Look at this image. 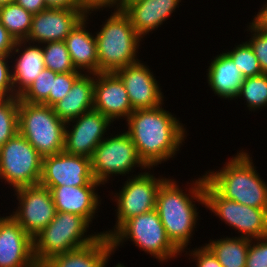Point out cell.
<instances>
[{
  "label": "cell",
  "mask_w": 267,
  "mask_h": 267,
  "mask_svg": "<svg viewBox=\"0 0 267 267\" xmlns=\"http://www.w3.org/2000/svg\"><path fill=\"white\" fill-rule=\"evenodd\" d=\"M226 54L233 60L245 78L263 73L259 61L247 41Z\"/></svg>",
  "instance_id": "1f68e13d"
},
{
  "label": "cell",
  "mask_w": 267,
  "mask_h": 267,
  "mask_svg": "<svg viewBox=\"0 0 267 267\" xmlns=\"http://www.w3.org/2000/svg\"><path fill=\"white\" fill-rule=\"evenodd\" d=\"M33 239L11 217L0 218V267H34Z\"/></svg>",
  "instance_id": "2e32d148"
},
{
  "label": "cell",
  "mask_w": 267,
  "mask_h": 267,
  "mask_svg": "<svg viewBox=\"0 0 267 267\" xmlns=\"http://www.w3.org/2000/svg\"><path fill=\"white\" fill-rule=\"evenodd\" d=\"M102 234L110 238L114 249L124 238H132L137 246L160 261L175 257L180 252L168 239L156 210L131 217L114 232Z\"/></svg>",
  "instance_id": "ba28073f"
},
{
  "label": "cell",
  "mask_w": 267,
  "mask_h": 267,
  "mask_svg": "<svg viewBox=\"0 0 267 267\" xmlns=\"http://www.w3.org/2000/svg\"><path fill=\"white\" fill-rule=\"evenodd\" d=\"M181 0H142L129 4L123 11L130 18L137 34H147L163 23Z\"/></svg>",
  "instance_id": "ffe728a7"
},
{
  "label": "cell",
  "mask_w": 267,
  "mask_h": 267,
  "mask_svg": "<svg viewBox=\"0 0 267 267\" xmlns=\"http://www.w3.org/2000/svg\"><path fill=\"white\" fill-rule=\"evenodd\" d=\"M34 267H46L44 264H36Z\"/></svg>",
  "instance_id": "f6af8a7d"
},
{
  "label": "cell",
  "mask_w": 267,
  "mask_h": 267,
  "mask_svg": "<svg viewBox=\"0 0 267 267\" xmlns=\"http://www.w3.org/2000/svg\"><path fill=\"white\" fill-rule=\"evenodd\" d=\"M251 240L247 252L246 267H267V236L257 238V244L251 246ZM265 241V242H264Z\"/></svg>",
  "instance_id": "e575fe53"
},
{
  "label": "cell",
  "mask_w": 267,
  "mask_h": 267,
  "mask_svg": "<svg viewBox=\"0 0 267 267\" xmlns=\"http://www.w3.org/2000/svg\"><path fill=\"white\" fill-rule=\"evenodd\" d=\"M113 250L110 238L102 234L91 244L52 257L44 265L46 267H105Z\"/></svg>",
  "instance_id": "44dd1931"
},
{
  "label": "cell",
  "mask_w": 267,
  "mask_h": 267,
  "mask_svg": "<svg viewBox=\"0 0 267 267\" xmlns=\"http://www.w3.org/2000/svg\"><path fill=\"white\" fill-rule=\"evenodd\" d=\"M164 180H157L153 175L143 173L125 183L117 195L116 230L131 217L155 210L157 192Z\"/></svg>",
  "instance_id": "4fadbf2b"
},
{
  "label": "cell",
  "mask_w": 267,
  "mask_h": 267,
  "mask_svg": "<svg viewBox=\"0 0 267 267\" xmlns=\"http://www.w3.org/2000/svg\"><path fill=\"white\" fill-rule=\"evenodd\" d=\"M45 5L47 8L79 10L78 0H45Z\"/></svg>",
  "instance_id": "60d3db41"
},
{
  "label": "cell",
  "mask_w": 267,
  "mask_h": 267,
  "mask_svg": "<svg viewBox=\"0 0 267 267\" xmlns=\"http://www.w3.org/2000/svg\"><path fill=\"white\" fill-rule=\"evenodd\" d=\"M95 38L99 73L115 72L139 61L135 53L141 37L123 10H116Z\"/></svg>",
  "instance_id": "277c9868"
},
{
  "label": "cell",
  "mask_w": 267,
  "mask_h": 267,
  "mask_svg": "<svg viewBox=\"0 0 267 267\" xmlns=\"http://www.w3.org/2000/svg\"><path fill=\"white\" fill-rule=\"evenodd\" d=\"M253 23L259 28L267 31V4L263 6L262 10L254 18Z\"/></svg>",
  "instance_id": "b9f144b4"
},
{
  "label": "cell",
  "mask_w": 267,
  "mask_h": 267,
  "mask_svg": "<svg viewBox=\"0 0 267 267\" xmlns=\"http://www.w3.org/2000/svg\"><path fill=\"white\" fill-rule=\"evenodd\" d=\"M124 83L132 110L156 108L162 105V93L150 70L140 61L115 71Z\"/></svg>",
  "instance_id": "9a60e30c"
},
{
  "label": "cell",
  "mask_w": 267,
  "mask_h": 267,
  "mask_svg": "<svg viewBox=\"0 0 267 267\" xmlns=\"http://www.w3.org/2000/svg\"><path fill=\"white\" fill-rule=\"evenodd\" d=\"M83 17L65 38L67 50L76 70L88 69L93 76L99 73L96 38L86 31Z\"/></svg>",
  "instance_id": "603a6c76"
},
{
  "label": "cell",
  "mask_w": 267,
  "mask_h": 267,
  "mask_svg": "<svg viewBox=\"0 0 267 267\" xmlns=\"http://www.w3.org/2000/svg\"><path fill=\"white\" fill-rule=\"evenodd\" d=\"M249 244L250 239L242 235L241 238L212 241L205 246L215 255L223 267H246Z\"/></svg>",
  "instance_id": "484cf974"
},
{
  "label": "cell",
  "mask_w": 267,
  "mask_h": 267,
  "mask_svg": "<svg viewBox=\"0 0 267 267\" xmlns=\"http://www.w3.org/2000/svg\"><path fill=\"white\" fill-rule=\"evenodd\" d=\"M16 61L12 79L13 88L19 84L18 90L16 89L19 96L45 69L43 49L37 46H29Z\"/></svg>",
  "instance_id": "d4e9b609"
},
{
  "label": "cell",
  "mask_w": 267,
  "mask_h": 267,
  "mask_svg": "<svg viewBox=\"0 0 267 267\" xmlns=\"http://www.w3.org/2000/svg\"><path fill=\"white\" fill-rule=\"evenodd\" d=\"M15 2L32 14H36L47 9L45 0H15Z\"/></svg>",
  "instance_id": "ab89813d"
},
{
  "label": "cell",
  "mask_w": 267,
  "mask_h": 267,
  "mask_svg": "<svg viewBox=\"0 0 267 267\" xmlns=\"http://www.w3.org/2000/svg\"><path fill=\"white\" fill-rule=\"evenodd\" d=\"M43 157L19 132L0 147V178L14 189L40 183Z\"/></svg>",
  "instance_id": "9c48e42d"
},
{
  "label": "cell",
  "mask_w": 267,
  "mask_h": 267,
  "mask_svg": "<svg viewBox=\"0 0 267 267\" xmlns=\"http://www.w3.org/2000/svg\"><path fill=\"white\" fill-rule=\"evenodd\" d=\"M43 49L45 68L56 73L81 72L73 65L64 41L47 42Z\"/></svg>",
  "instance_id": "83f0119b"
},
{
  "label": "cell",
  "mask_w": 267,
  "mask_h": 267,
  "mask_svg": "<svg viewBox=\"0 0 267 267\" xmlns=\"http://www.w3.org/2000/svg\"><path fill=\"white\" fill-rule=\"evenodd\" d=\"M250 29L254 31L252 40L248 42L256 55L263 73H267V31L259 28L253 22Z\"/></svg>",
  "instance_id": "836d02e7"
},
{
  "label": "cell",
  "mask_w": 267,
  "mask_h": 267,
  "mask_svg": "<svg viewBox=\"0 0 267 267\" xmlns=\"http://www.w3.org/2000/svg\"><path fill=\"white\" fill-rule=\"evenodd\" d=\"M135 165L147 168L127 132L103 139L91 157L92 175L100 184L107 181L109 174H125Z\"/></svg>",
  "instance_id": "30bf717a"
},
{
  "label": "cell",
  "mask_w": 267,
  "mask_h": 267,
  "mask_svg": "<svg viewBox=\"0 0 267 267\" xmlns=\"http://www.w3.org/2000/svg\"><path fill=\"white\" fill-rule=\"evenodd\" d=\"M19 96L0 98V147L18 133Z\"/></svg>",
  "instance_id": "f1b7e54d"
},
{
  "label": "cell",
  "mask_w": 267,
  "mask_h": 267,
  "mask_svg": "<svg viewBox=\"0 0 267 267\" xmlns=\"http://www.w3.org/2000/svg\"><path fill=\"white\" fill-rule=\"evenodd\" d=\"M80 75L81 73L79 72L58 73L55 79H53L49 98L43 104L52 107L55 103L62 100L71 90L74 81Z\"/></svg>",
  "instance_id": "d6a6232c"
},
{
  "label": "cell",
  "mask_w": 267,
  "mask_h": 267,
  "mask_svg": "<svg viewBox=\"0 0 267 267\" xmlns=\"http://www.w3.org/2000/svg\"><path fill=\"white\" fill-rule=\"evenodd\" d=\"M20 207L11 217L33 239L55 217L56 208L51 191L40 184L15 189Z\"/></svg>",
  "instance_id": "7c38bea8"
},
{
  "label": "cell",
  "mask_w": 267,
  "mask_h": 267,
  "mask_svg": "<svg viewBox=\"0 0 267 267\" xmlns=\"http://www.w3.org/2000/svg\"><path fill=\"white\" fill-rule=\"evenodd\" d=\"M89 221L79 215L56 212L54 219L33 238V255L37 264L96 241L102 233L85 237ZM82 238V239H81Z\"/></svg>",
  "instance_id": "5b68a950"
},
{
  "label": "cell",
  "mask_w": 267,
  "mask_h": 267,
  "mask_svg": "<svg viewBox=\"0 0 267 267\" xmlns=\"http://www.w3.org/2000/svg\"><path fill=\"white\" fill-rule=\"evenodd\" d=\"M66 126L52 107L19 99L18 132L42 157L64 151Z\"/></svg>",
  "instance_id": "8992f818"
},
{
  "label": "cell",
  "mask_w": 267,
  "mask_h": 267,
  "mask_svg": "<svg viewBox=\"0 0 267 267\" xmlns=\"http://www.w3.org/2000/svg\"><path fill=\"white\" fill-rule=\"evenodd\" d=\"M192 202L194 201L170 179L162 182L156 196L155 210L168 239L180 252L189 243L198 216L195 204Z\"/></svg>",
  "instance_id": "52a82bcc"
},
{
  "label": "cell",
  "mask_w": 267,
  "mask_h": 267,
  "mask_svg": "<svg viewBox=\"0 0 267 267\" xmlns=\"http://www.w3.org/2000/svg\"><path fill=\"white\" fill-rule=\"evenodd\" d=\"M40 185L58 186H99L92 175L91 159L62 151L43 157Z\"/></svg>",
  "instance_id": "8fae6325"
},
{
  "label": "cell",
  "mask_w": 267,
  "mask_h": 267,
  "mask_svg": "<svg viewBox=\"0 0 267 267\" xmlns=\"http://www.w3.org/2000/svg\"><path fill=\"white\" fill-rule=\"evenodd\" d=\"M208 71V83L214 93L224 98L238 97L245 77L226 53L214 58Z\"/></svg>",
  "instance_id": "cb8c5ba5"
},
{
  "label": "cell",
  "mask_w": 267,
  "mask_h": 267,
  "mask_svg": "<svg viewBox=\"0 0 267 267\" xmlns=\"http://www.w3.org/2000/svg\"><path fill=\"white\" fill-rule=\"evenodd\" d=\"M57 74L58 73L45 68L19 95V99L32 104H43L49 98L53 79H55Z\"/></svg>",
  "instance_id": "f546056e"
},
{
  "label": "cell",
  "mask_w": 267,
  "mask_h": 267,
  "mask_svg": "<svg viewBox=\"0 0 267 267\" xmlns=\"http://www.w3.org/2000/svg\"><path fill=\"white\" fill-rule=\"evenodd\" d=\"M9 56L11 55L0 54V98H9L18 96L15 90L16 87L13 88L12 73H10L9 67L6 62V58H8Z\"/></svg>",
  "instance_id": "d590c367"
},
{
  "label": "cell",
  "mask_w": 267,
  "mask_h": 267,
  "mask_svg": "<svg viewBox=\"0 0 267 267\" xmlns=\"http://www.w3.org/2000/svg\"><path fill=\"white\" fill-rule=\"evenodd\" d=\"M33 14L16 2L0 7V22L16 40H26Z\"/></svg>",
  "instance_id": "4316f807"
},
{
  "label": "cell",
  "mask_w": 267,
  "mask_h": 267,
  "mask_svg": "<svg viewBox=\"0 0 267 267\" xmlns=\"http://www.w3.org/2000/svg\"><path fill=\"white\" fill-rule=\"evenodd\" d=\"M93 109L111 121L127 117L133 112L124 83L115 72L95 74ZM97 80V81H96Z\"/></svg>",
  "instance_id": "ac0fdd59"
},
{
  "label": "cell",
  "mask_w": 267,
  "mask_h": 267,
  "mask_svg": "<svg viewBox=\"0 0 267 267\" xmlns=\"http://www.w3.org/2000/svg\"><path fill=\"white\" fill-rule=\"evenodd\" d=\"M247 154L240 152L220 172L206 174V180L227 199L254 208H267V184L260 179Z\"/></svg>",
  "instance_id": "7a4b0ae2"
},
{
  "label": "cell",
  "mask_w": 267,
  "mask_h": 267,
  "mask_svg": "<svg viewBox=\"0 0 267 267\" xmlns=\"http://www.w3.org/2000/svg\"><path fill=\"white\" fill-rule=\"evenodd\" d=\"M244 96L249 108H260L267 104V73L244 79L239 96Z\"/></svg>",
  "instance_id": "4dcf8cb0"
},
{
  "label": "cell",
  "mask_w": 267,
  "mask_h": 267,
  "mask_svg": "<svg viewBox=\"0 0 267 267\" xmlns=\"http://www.w3.org/2000/svg\"><path fill=\"white\" fill-rule=\"evenodd\" d=\"M194 185L190 191L193 194L191 197L205 204L226 224L246 235V238L267 236V208H254L223 197L205 176L196 180Z\"/></svg>",
  "instance_id": "3957f363"
},
{
  "label": "cell",
  "mask_w": 267,
  "mask_h": 267,
  "mask_svg": "<svg viewBox=\"0 0 267 267\" xmlns=\"http://www.w3.org/2000/svg\"><path fill=\"white\" fill-rule=\"evenodd\" d=\"M126 119L127 133L148 168L174 156L184 140L185 128L160 106L133 111Z\"/></svg>",
  "instance_id": "6da1fadb"
},
{
  "label": "cell",
  "mask_w": 267,
  "mask_h": 267,
  "mask_svg": "<svg viewBox=\"0 0 267 267\" xmlns=\"http://www.w3.org/2000/svg\"><path fill=\"white\" fill-rule=\"evenodd\" d=\"M79 10L86 16L89 11L93 9H100V7H110L112 4H117V10L119 9L120 0H78ZM111 4V5H110Z\"/></svg>",
  "instance_id": "f35d334b"
},
{
  "label": "cell",
  "mask_w": 267,
  "mask_h": 267,
  "mask_svg": "<svg viewBox=\"0 0 267 267\" xmlns=\"http://www.w3.org/2000/svg\"><path fill=\"white\" fill-rule=\"evenodd\" d=\"M26 43L25 40H16L0 22V54L10 55L13 50L19 53L18 47Z\"/></svg>",
  "instance_id": "8d00e7d4"
},
{
  "label": "cell",
  "mask_w": 267,
  "mask_h": 267,
  "mask_svg": "<svg viewBox=\"0 0 267 267\" xmlns=\"http://www.w3.org/2000/svg\"><path fill=\"white\" fill-rule=\"evenodd\" d=\"M97 186H58L50 189L56 212L72 213L92 221L98 206Z\"/></svg>",
  "instance_id": "d6986e66"
},
{
  "label": "cell",
  "mask_w": 267,
  "mask_h": 267,
  "mask_svg": "<svg viewBox=\"0 0 267 267\" xmlns=\"http://www.w3.org/2000/svg\"><path fill=\"white\" fill-rule=\"evenodd\" d=\"M193 255L195 258L197 257V267H223L206 246L194 250Z\"/></svg>",
  "instance_id": "74e56055"
},
{
  "label": "cell",
  "mask_w": 267,
  "mask_h": 267,
  "mask_svg": "<svg viewBox=\"0 0 267 267\" xmlns=\"http://www.w3.org/2000/svg\"><path fill=\"white\" fill-rule=\"evenodd\" d=\"M94 77L81 74L73 83L71 90L52 108L57 116L69 123L75 121L81 114L93 109Z\"/></svg>",
  "instance_id": "7402d4cb"
},
{
  "label": "cell",
  "mask_w": 267,
  "mask_h": 267,
  "mask_svg": "<svg viewBox=\"0 0 267 267\" xmlns=\"http://www.w3.org/2000/svg\"><path fill=\"white\" fill-rule=\"evenodd\" d=\"M142 0H120L119 10H124L129 4H134Z\"/></svg>",
  "instance_id": "7bdbcfd3"
},
{
  "label": "cell",
  "mask_w": 267,
  "mask_h": 267,
  "mask_svg": "<svg viewBox=\"0 0 267 267\" xmlns=\"http://www.w3.org/2000/svg\"><path fill=\"white\" fill-rule=\"evenodd\" d=\"M15 2V0H0V7Z\"/></svg>",
  "instance_id": "ee69618b"
},
{
  "label": "cell",
  "mask_w": 267,
  "mask_h": 267,
  "mask_svg": "<svg viewBox=\"0 0 267 267\" xmlns=\"http://www.w3.org/2000/svg\"><path fill=\"white\" fill-rule=\"evenodd\" d=\"M77 118L72 131L65 129L64 151L91 159L95 148L103 140L106 128L112 121L94 109Z\"/></svg>",
  "instance_id": "5bb4252c"
},
{
  "label": "cell",
  "mask_w": 267,
  "mask_h": 267,
  "mask_svg": "<svg viewBox=\"0 0 267 267\" xmlns=\"http://www.w3.org/2000/svg\"><path fill=\"white\" fill-rule=\"evenodd\" d=\"M85 15L77 9L47 8L33 14L31 28L25 41L47 43L64 41Z\"/></svg>",
  "instance_id": "e0dca14e"
}]
</instances>
